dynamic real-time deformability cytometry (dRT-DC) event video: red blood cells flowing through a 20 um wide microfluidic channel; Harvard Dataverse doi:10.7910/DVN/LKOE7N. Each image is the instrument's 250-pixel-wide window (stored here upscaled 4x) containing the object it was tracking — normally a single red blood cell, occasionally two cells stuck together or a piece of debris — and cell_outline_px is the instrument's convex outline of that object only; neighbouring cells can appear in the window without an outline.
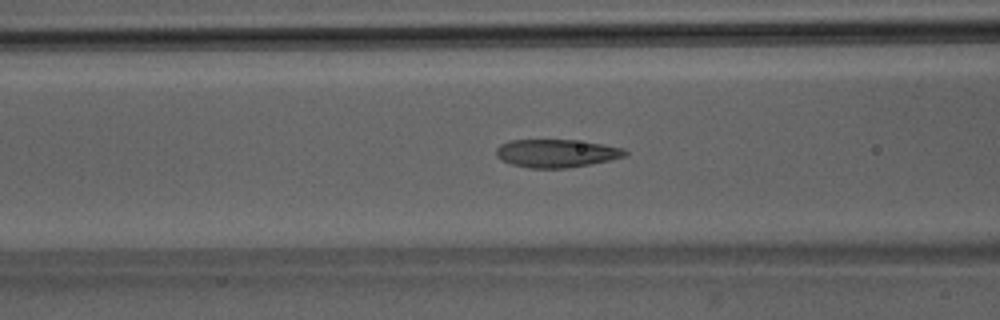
{"species": "Egyptian fruit bat (a non-hibernating species)", "species_latin": "Rousettus aegyptiacus", "temperature_condition": "room temperature", "stored_images_in_passage": 50, "camera_frame_rate_fps": 3000, "um_per_image_px": 0.085, "animal": {"sex": "male"}, "frame": {"image": 1, "passage_image": 20, "time_ms": 6.333, "image_size_px": [1000, 320], "cell_outline_px": [[628, 152], [624, 156], [592, 164], [568, 168], [528, 168], [512, 164], [496, 156], [496, 148], [500, 144], [508, 140], [576, 140], [624, 148]], "centroid_in_image_um": [47.27, 13.03], "position_along_channel_um": 119.3, "area_um2": 20.98}}
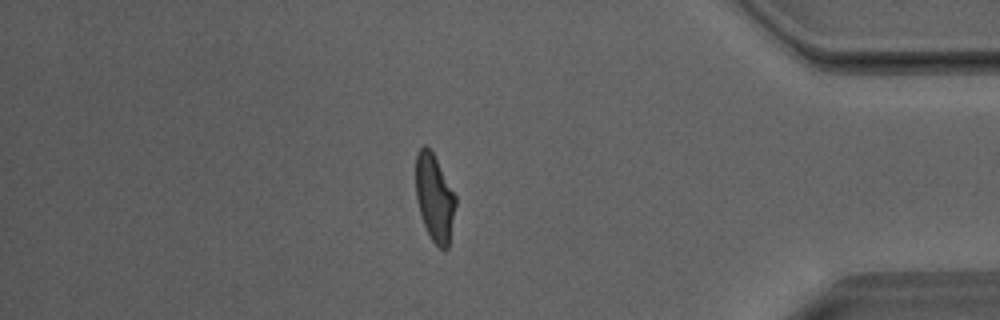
{"frame": {"image": 2, "passage_image": 43, "time_ms": 14.0, "image_size_px": [1000, 320], "cell_outline_px": [[456, 204], [448, 248], [444, 252], [432, 240], [424, 224], [416, 200], [416, 152], [424, 144], [432, 152], [456, 196]], "centroid_in_image_um": [36.93, 16.83], "position_along_channel_um": 398.3, "area_um2": 20.0}}
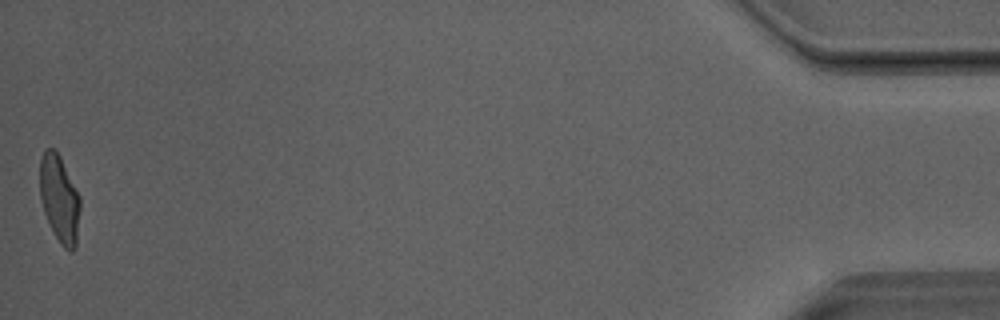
{"frame": {"image": 3, "passage_image": 50, "time_ms": 16.333, "image_size_px": [1000, 320], "cell_outline_px": [[80, 208], [76, 248], [72, 252], [68, 252], [60, 244], [48, 224], [40, 200], [40, 160], [44, 148], [52, 148], [60, 156], [80, 196]], "centroid_in_image_um": [5.05, 16.94], "position_along_channel_um": 430.1, "area_um2": 20.75}, "authors_computed_cell_mechanics": {"area_um2": 21.0103, "velocity_mm_per_s": 4.0831, "shape_relaxation_time_tau1_ms": 7.9908, "shape_relaxation_time_tau2_ms": 0.9638, "deformation_change_tau1": 0.2638, "deformation_change_tau2": 0.069}}